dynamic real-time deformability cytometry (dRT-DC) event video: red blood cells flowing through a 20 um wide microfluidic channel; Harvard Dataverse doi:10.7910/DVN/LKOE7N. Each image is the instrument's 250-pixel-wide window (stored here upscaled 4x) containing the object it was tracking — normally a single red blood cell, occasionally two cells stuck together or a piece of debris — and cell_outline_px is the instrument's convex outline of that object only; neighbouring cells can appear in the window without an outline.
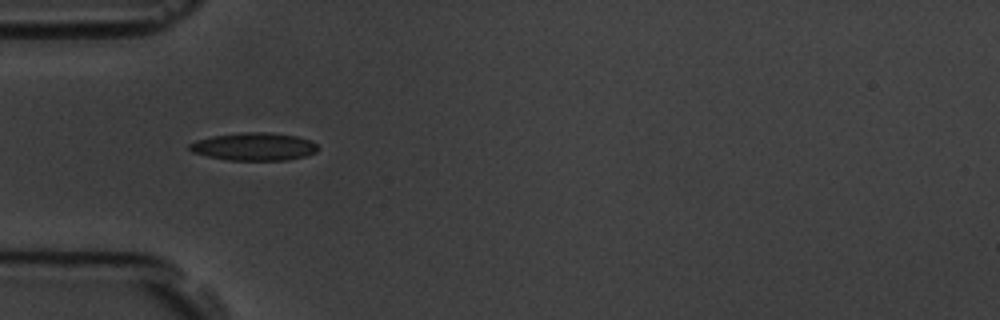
{"species": "common noctule bat (a hibernating species)", "species_latin": "Nyctalus noctula", "temperature_condition": "room temperature", "stored_images_in_passage": 5, "camera_frame_rate_fps": 3000, "um_per_image_px": 0.085, "animal": {"sex": "male", "body_mass_g": 19.5, "forearm_length_mm": 54.6}, "frame": {"image": 1, "passage_image": 4, "time_ms": 3.667, "image_size_px": [1000, 320], "cell_outline_px": [[320, 148], [316, 152], [304, 156], [288, 160], [228, 160], [208, 156], [192, 152], [188, 148], [188, 144], [196, 140], [212, 136], [244, 132], [268, 132], [296, 136], [312, 140]], "centroid_in_image_um": [21.6, 12.46], "position_along_channel_um": 63.4, "area_um2": 20.87}}
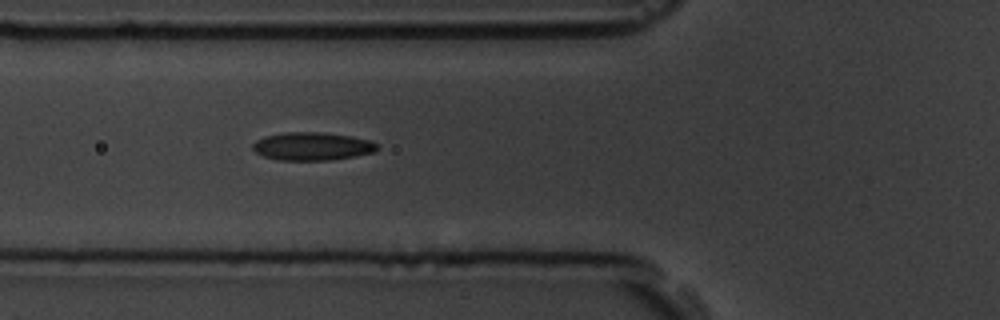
{"frame": {"image": 2, "passage_image": 5, "time_ms": 4.667, "image_size_px": [1000, 320], "cell_outline_px": [[380, 148], [376, 152], [332, 160], [276, 160], [264, 156], [256, 152], [252, 148], [252, 144], [256, 140], [264, 136], [284, 132], [324, 132], [352, 136], [372, 140]], "centroid_in_image_um": [26.56, 12.43], "position_along_channel_um": 99.2, "area_um2": 20.63}}